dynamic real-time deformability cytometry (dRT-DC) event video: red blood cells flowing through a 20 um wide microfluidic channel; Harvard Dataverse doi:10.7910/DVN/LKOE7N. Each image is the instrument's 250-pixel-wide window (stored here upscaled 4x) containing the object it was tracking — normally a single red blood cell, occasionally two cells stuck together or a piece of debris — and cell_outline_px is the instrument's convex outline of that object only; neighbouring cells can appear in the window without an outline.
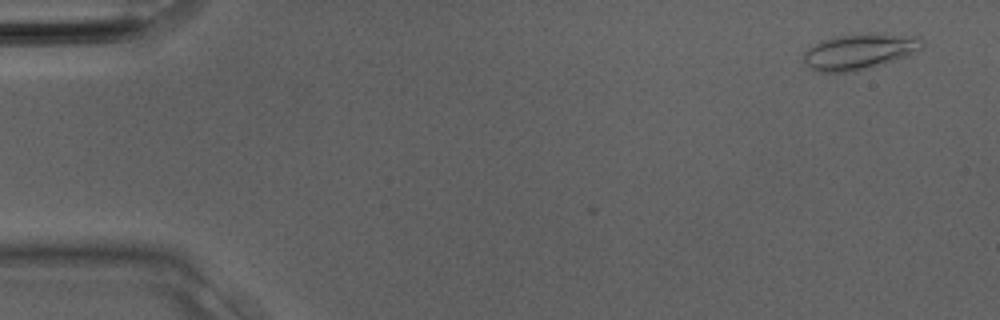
{"species": "Egyptian fruit bat (a non-hibernating species)", "species_latin": "Rousettus aegyptiacus", "temperature_condition": "room temperature", "stored_images_in_passage": 4, "camera_frame_rate_fps": 3000, "um_per_image_px": 0.085, "animal": {"sex": "male"}, "frame": {"image": 1, "passage_image": 1, "time_ms": 0.0, "image_size_px": [1000, 320], "cell_outline_px": [[924, 44], [916, 52], [908, 56], [856, 72], [820, 72], [804, 64], [804, 52], [808, 48], [824, 40], [836, 36], [872, 32], [876, 32], [920, 36], [924, 40]], "centroid_in_image_um": [73.12, 4.36], "position_along_channel_um": 11.9, "area_um2": 25.03}}